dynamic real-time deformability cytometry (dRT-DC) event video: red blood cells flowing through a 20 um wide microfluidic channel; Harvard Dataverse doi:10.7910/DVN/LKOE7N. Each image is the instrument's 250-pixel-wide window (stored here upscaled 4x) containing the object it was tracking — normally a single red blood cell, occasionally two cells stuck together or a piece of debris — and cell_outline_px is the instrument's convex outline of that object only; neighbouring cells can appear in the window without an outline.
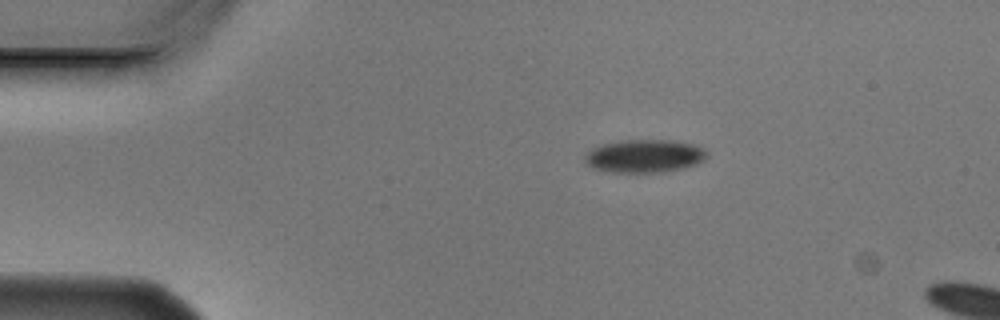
{"species": "Egyptian fruit bat (a non-hibernating species)", "species_latin": "Rousettus aegyptiacus", "temperature_condition": "cold", "stored_images_in_passage": 3, "camera_frame_rate_fps": 3000, "um_per_image_px": 0.085, "animal": {"sex": "male"}, "frame": {"image": 1, "passage_image": 1, "time_ms": 0.0, "image_size_px": [1000, 320], "cell_outline_px": [[708, 156], [704, 160], [696, 164], [684, 168], [664, 172], [612, 172], [592, 168], [584, 164], [584, 156], [592, 148], [600, 144], [624, 140], [672, 140], [692, 144], [704, 148], [708, 152]], "centroid_in_image_um": [54.77, 13.26], "position_along_channel_um": 30.2, "area_um2": 23.76}}